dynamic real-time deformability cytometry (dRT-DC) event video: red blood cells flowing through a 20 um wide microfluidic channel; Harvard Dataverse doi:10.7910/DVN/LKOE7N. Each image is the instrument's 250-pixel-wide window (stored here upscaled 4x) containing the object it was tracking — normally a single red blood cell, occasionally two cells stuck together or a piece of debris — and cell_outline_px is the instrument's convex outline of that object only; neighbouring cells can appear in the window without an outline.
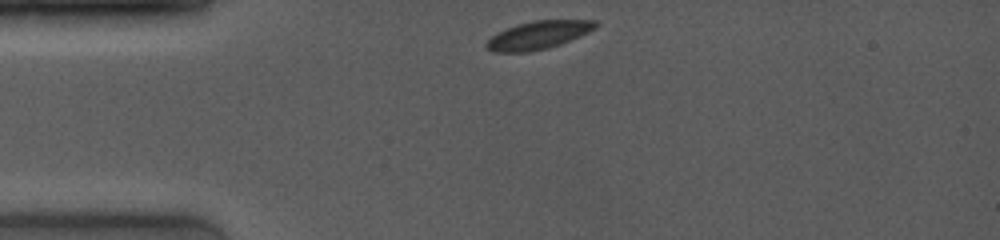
{"species": "common noctule bat (a hibernating species)", "species_latin": "Nyctalus noctula", "temperature_condition": "room temperature", "stored_images_in_passage": 44, "camera_frame_rate_fps": 4000, "um_per_image_px": 0.085, "animal": {"sex": "female", "body_mass_g": 19.0, "forearm_length_mm": 53.3}, "frame": {"image": 1, "passage_image": 1, "time_ms": 0.0, "image_size_px": [1000, 240], "cell_outline_px": [[600, 24], [596, 28], [580, 36], [560, 44], [548, 48], [528, 52], [492, 52], [484, 44], [496, 32], [532, 20], [596, 20]], "centroid_in_image_um": [45.77, 2.98], "position_along_channel_um": 39.2, "area_um2": 17.8}}
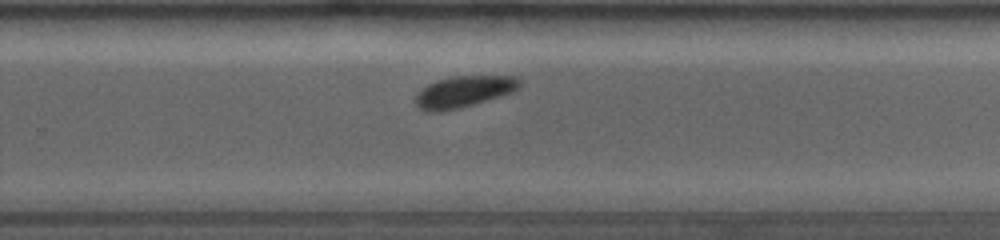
{"frame": {"image": 2, "passage_image": 29, "time_ms": 7.0, "image_size_px": [1000, 240], "cell_outline_px": [[520, 84], [516, 88], [508, 92], [460, 108], [440, 112], [428, 112], [420, 108], [416, 104], [416, 96], [428, 84], [436, 80], [452, 76], [520, 76]], "centroid_in_image_um": [39.37, 7.78], "position_along_channel_um": 290.4, "area_um2": 18.5}}
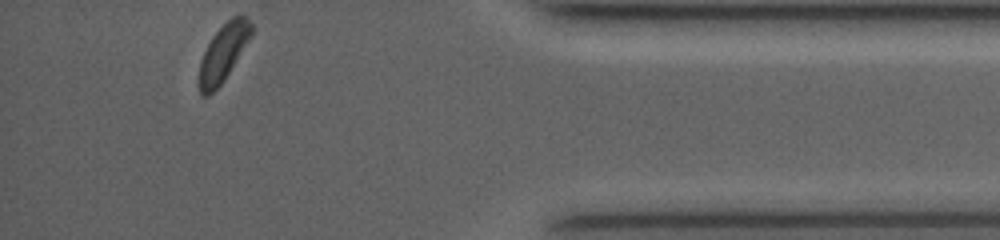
{"frame": {"image": 3, "passage_image": 44, "time_ms": 10.75, "image_size_px": [1000, 240], "cell_outline_px": [[252, 36], [224, 80], [208, 96], [200, 96], [200, 60], [212, 36], [232, 16], [240, 12], [252, 24]], "centroid_in_image_um": [19.01, 4.45], "position_along_channel_um": 416.2, "area_um2": 17.17}, "authors_computed_cell_mechanics": {"area_um2": 18.9873, "velocity_mm_per_s": 4.0196, "shape_relaxation_time_tau1_ms": null, "shape_relaxation_time_tau2_ms": 7.2931, "deformation_change_tau1": null, "deformation_change_tau2": 0.0858}}